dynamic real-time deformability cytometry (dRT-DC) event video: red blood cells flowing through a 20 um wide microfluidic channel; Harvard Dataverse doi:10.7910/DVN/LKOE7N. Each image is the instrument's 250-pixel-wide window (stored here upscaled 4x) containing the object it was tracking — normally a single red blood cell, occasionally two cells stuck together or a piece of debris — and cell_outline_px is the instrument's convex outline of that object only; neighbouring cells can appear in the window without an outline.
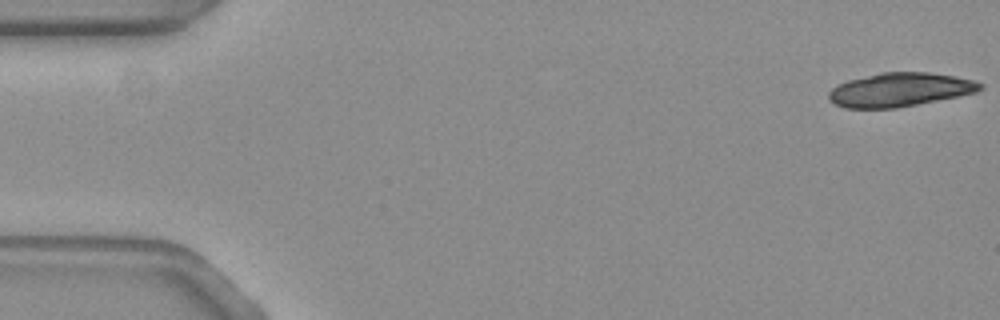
{"species": "common noctule bat (a hibernating species)", "species_latin": "Nyctalus noctula", "temperature_condition": "warm", "stored_images_in_passage": 18, "camera_frame_rate_fps": 3000, "um_per_image_px": 0.085, "animal": {"sex": "female", "body_mass_g": 19.3, "forearm_length_mm": 54.1}, "frame": {"image": 1, "passage_image": 1, "time_ms": 0.0, "image_size_px": [1000, 320], "cell_outline_px": [[984, 88], [976, 92], [960, 96], [896, 108], [844, 108], [828, 100], [828, 92], [832, 88], [848, 80], [880, 72], [928, 72], [952, 76], [972, 80], [984, 84]], "centroid_in_image_um": [76.48, 7.63], "position_along_channel_um": 8.5, "area_um2": 29.77}}